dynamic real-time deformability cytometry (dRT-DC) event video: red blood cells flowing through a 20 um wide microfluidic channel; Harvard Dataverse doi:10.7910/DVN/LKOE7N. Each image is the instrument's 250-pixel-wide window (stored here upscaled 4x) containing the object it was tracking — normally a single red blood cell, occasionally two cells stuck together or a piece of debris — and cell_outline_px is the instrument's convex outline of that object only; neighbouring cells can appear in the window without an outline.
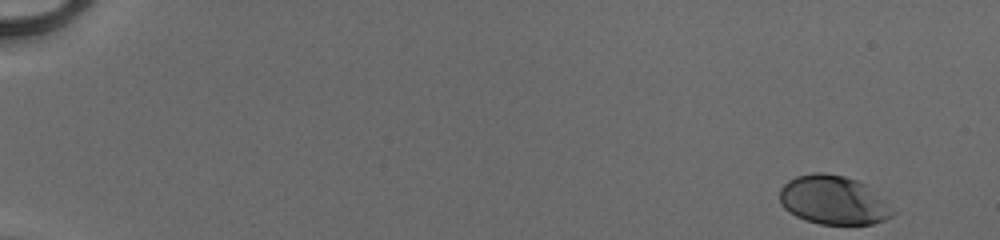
{"species": "human", "species_latin": "Homo sapiens", "temperature_condition": "cold", "stored_images_in_passage": 50, "camera_frame_rate_fps": 3000, "um_per_image_px": 0.085, "donor": {"sex": "male"}, "frame": {"image": 1, "passage_image": 1, "time_ms": 0.0, "image_size_px": [1000, 240], "cell_outline_px": [[896, 212], [892, 216], [884, 220], [872, 224], [820, 224], [804, 220], [788, 212], [780, 204], [780, 188], [788, 180], [796, 176], [812, 172], [824, 172], [844, 176], [856, 180], [864, 184], [888, 200]], "centroid_in_image_um": [70.85, 17.01], "position_along_channel_um": 14.1, "area_um2": 32.6}}
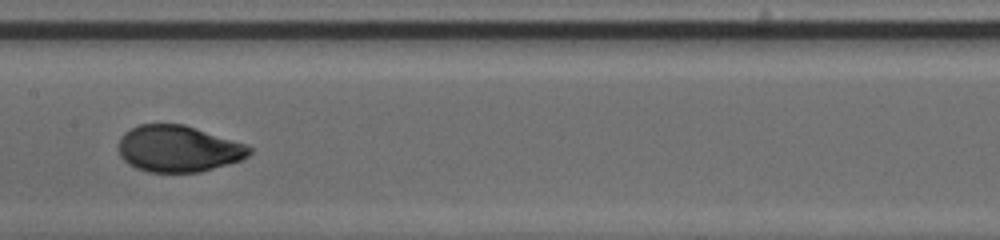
{"frame": {"image": 2, "passage_image": 27, "time_ms": 8.667, "image_size_px": [1000, 240], "cell_outline_px": [[252, 152], [248, 156], [240, 160], [228, 164], [200, 172], [148, 172], [136, 168], [128, 164], [120, 156], [120, 136], [124, 132], [140, 124], [184, 124], [248, 144], [252, 148]], "centroid_in_image_um": [15.18, 12.64], "position_along_channel_um": 192.2, "area_um2": 35.55}}
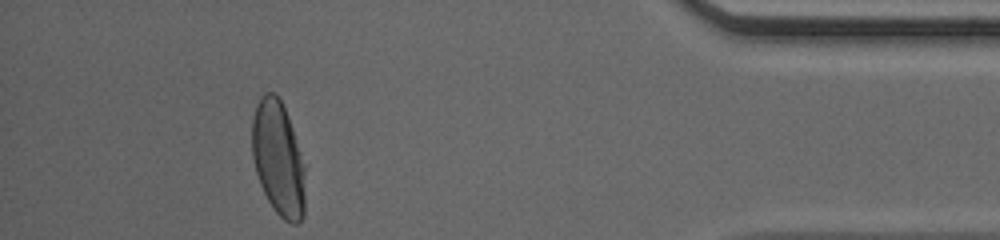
{"frame": {"image": 3, "passage_image": 46, "time_ms": 15.0, "image_size_px": [1000, 240], "cell_outline_px": [[304, 216], [296, 224], [292, 224], [284, 220], [276, 212], [268, 200], [260, 184], [256, 172], [252, 156], [252, 116], [256, 104], [260, 96], [264, 92], [276, 92], [288, 116], [304, 164]], "centroid_in_image_um": [23.63, 13.45], "position_along_channel_um": 411.6, "area_um2": 35.43}, "authors_computed_cell_mechanics": {"area_um2": 35.1424, "velocity_mm_per_s": 4.1214, "shape_relaxation_time_tau1_ms": 3.1888, "shape_relaxation_time_tau2_ms": null, "deformation_change_tau1": 0.1832, "deformation_change_tau2": null}}